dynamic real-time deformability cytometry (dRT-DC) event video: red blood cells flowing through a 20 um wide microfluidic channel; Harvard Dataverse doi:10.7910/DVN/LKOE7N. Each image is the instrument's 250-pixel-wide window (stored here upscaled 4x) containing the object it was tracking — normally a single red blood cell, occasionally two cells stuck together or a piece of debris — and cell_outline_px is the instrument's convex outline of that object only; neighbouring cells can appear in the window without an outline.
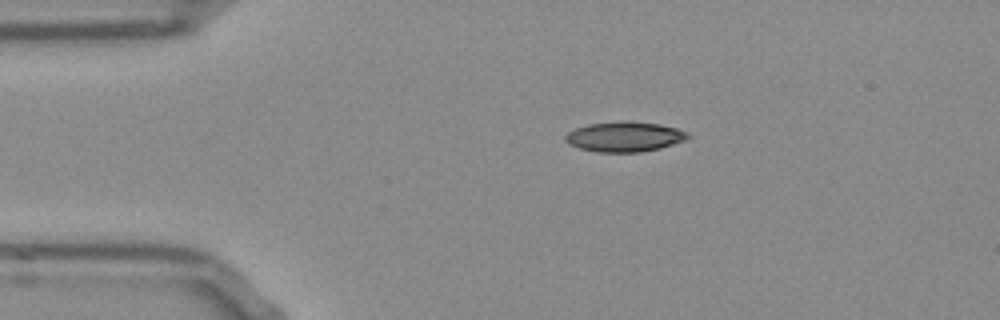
{"species": "Egyptian fruit bat (a non-hibernating species)", "species_latin": "Rousettus aegyptiacus", "temperature_condition": "room temperature", "stored_images_in_passage": 44, "camera_frame_rate_fps": 3000, "um_per_image_px": 0.085, "frame": {"image": 1, "passage_image": 1, "time_ms": 0.0, "image_size_px": [1000, 320], "cell_outline_px": [[688, 140], [660, 148], [640, 152], [596, 152], [580, 148], [568, 144], [564, 140], [564, 136], [568, 132], [576, 128], [588, 124], [660, 124], [676, 128], [684, 132], [688, 136]], "centroid_in_image_um": [53.05, 11.68], "position_along_channel_um": 31.9, "area_um2": 20.46}}
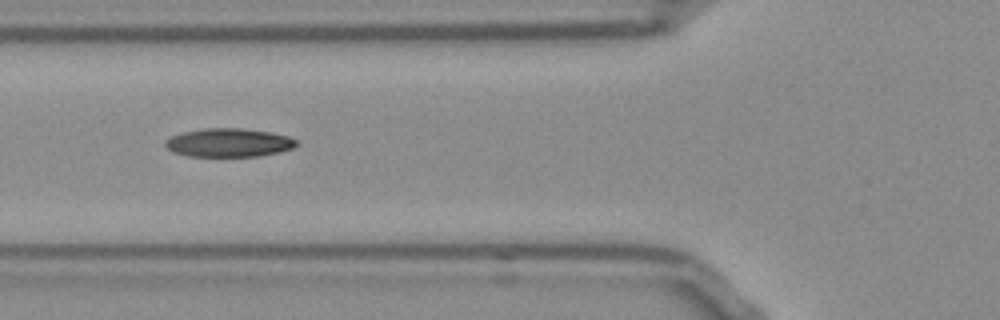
{"frame": {"image": 2, "passage_image": 10, "time_ms": 3.0, "image_size_px": [1000, 320], "cell_outline_px": [[300, 144], [292, 148], [280, 152], [260, 156], [188, 156], [172, 152], [164, 144], [164, 140], [172, 136], [184, 132], [204, 128], [244, 128], [268, 132], [288, 136], [296, 140]], "centroid_in_image_um": [19.45, 12.13], "position_along_channel_um": 106.4, "area_um2": 21.85}}
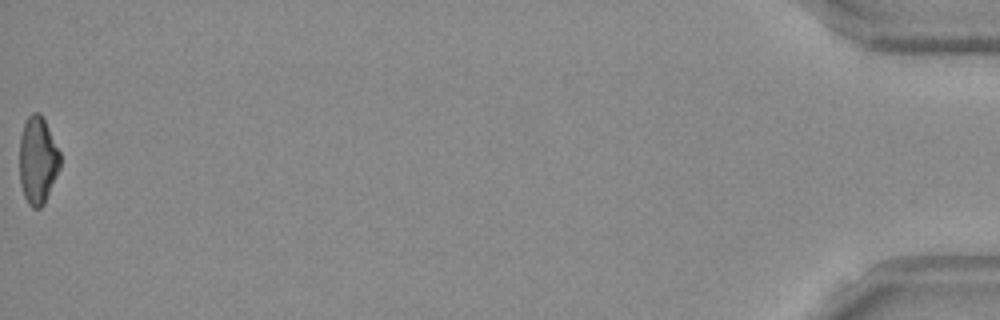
{"frame": {"image": 3, "passage_image": 44, "time_ms": 14.333, "image_size_px": [1000, 320], "cell_outline_px": [[60, 168], [44, 204], [40, 208], [32, 208], [28, 204], [24, 196], [20, 184], [20, 136], [24, 124], [28, 116], [32, 112], [40, 112], [60, 152]], "centroid_in_image_um": [3.2, 13.64], "position_along_channel_um": 432.0, "area_um2": 20.63}, "authors_computed_cell_mechanics": {"area_um2": 21.5594, "velocity_mm_per_s": 3.8043, "shape_relaxation_time_tau1_ms": null, "shape_relaxation_time_tau2_ms": 6.4567, "deformation_change_tau1": null, "deformation_change_tau2": 0.1389}}